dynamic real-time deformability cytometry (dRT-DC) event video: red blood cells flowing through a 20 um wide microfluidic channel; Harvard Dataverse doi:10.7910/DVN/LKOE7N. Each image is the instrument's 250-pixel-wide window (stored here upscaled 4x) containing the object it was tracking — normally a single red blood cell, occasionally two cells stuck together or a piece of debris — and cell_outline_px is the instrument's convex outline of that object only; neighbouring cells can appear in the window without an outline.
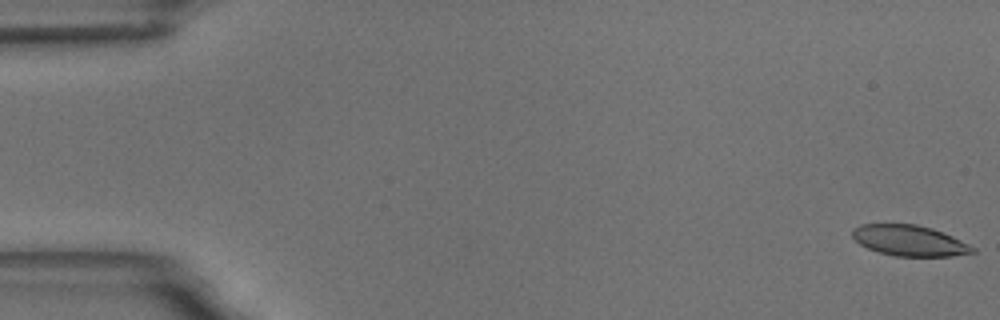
{"species": "common noctule bat (a hibernating species)", "species_latin": "Nyctalus noctula", "temperature_condition": "room temperature", "stored_images_in_passage": 6, "camera_frame_rate_fps": 3000, "um_per_image_px": 0.085, "animal": {"sex": "male", "body_mass_g": 18.8}, "frame": {"image": 1, "passage_image": 1, "time_ms": 0.0, "image_size_px": [1000, 320], "cell_outline_px": [[976, 252], [952, 256], [896, 256], [880, 252], [868, 248], [860, 244], [852, 236], [852, 228], [860, 224], [916, 224], [932, 228], [944, 232], [976, 248]], "centroid_in_image_um": [77.31, 20.44], "position_along_channel_um": 7.7, "area_um2": 21.5}}
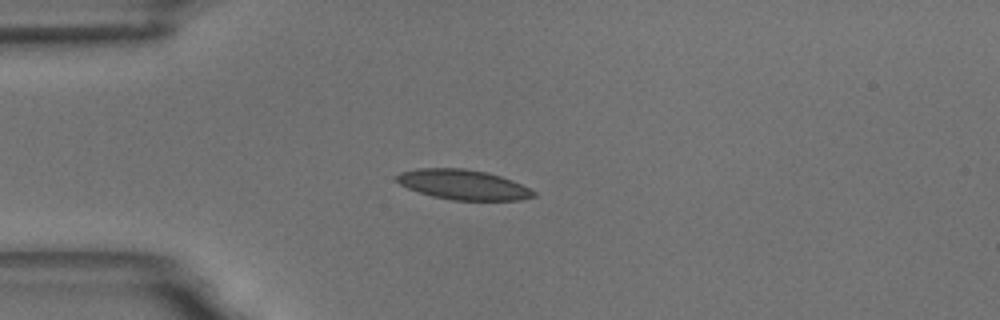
{"frame": {"image": 2, "passage_image": 5, "time_ms": 4.667, "image_size_px": [1000, 320], "cell_outline_px": [[536, 196], [520, 200], [452, 200], [432, 196], [408, 188], [400, 184], [396, 180], [396, 176], [400, 172], [416, 168], [464, 168], [488, 172], [512, 180], [536, 192]], "centroid_in_image_um": [39.36, 15.69], "position_along_channel_um": 45.6, "area_um2": 23.87}}